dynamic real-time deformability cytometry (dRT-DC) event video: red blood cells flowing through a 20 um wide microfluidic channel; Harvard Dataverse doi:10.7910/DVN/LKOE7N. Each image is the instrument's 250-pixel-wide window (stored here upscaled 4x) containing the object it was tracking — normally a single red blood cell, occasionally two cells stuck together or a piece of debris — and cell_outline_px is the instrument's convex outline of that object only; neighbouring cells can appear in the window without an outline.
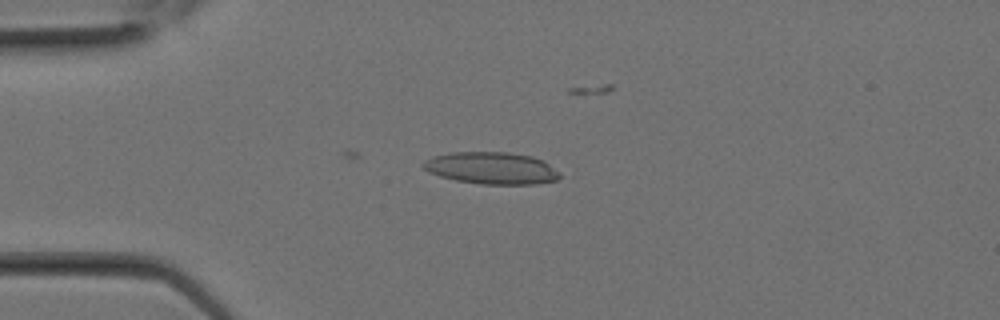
{"species": "Egyptian fruit bat (a non-hibernating species)", "species_latin": "Rousettus aegyptiacus", "temperature_condition": "room temperature", "stored_images_in_passage": 4, "camera_frame_rate_fps": 3000, "um_per_image_px": 0.085, "animal": {"sex": "female"}, "frame": {"image": 1, "passage_image": 1, "time_ms": 0.0, "image_size_px": [1000, 320], "cell_outline_px": [[560, 176], [556, 180], [536, 184], [480, 184], [456, 180], [440, 176], [428, 172], [420, 164], [424, 160], [432, 156], [452, 152], [508, 152], [532, 156], [544, 160], [560, 172]], "centroid_in_image_um": [41.77, 14.28], "position_along_channel_um": 43.2, "area_um2": 25.66}}